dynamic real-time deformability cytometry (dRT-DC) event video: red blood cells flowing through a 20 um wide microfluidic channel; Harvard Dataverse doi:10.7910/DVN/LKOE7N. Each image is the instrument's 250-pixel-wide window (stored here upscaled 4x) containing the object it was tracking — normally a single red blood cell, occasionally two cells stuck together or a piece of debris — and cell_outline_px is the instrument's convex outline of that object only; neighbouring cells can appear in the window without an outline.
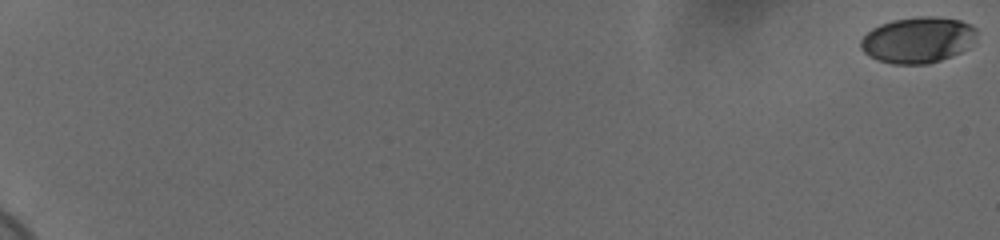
{"species": "human", "species_latin": "Homo sapiens", "temperature_condition": "cold", "stored_images_in_passage": 61, "camera_frame_rate_fps": 3000, "um_per_image_px": 0.085, "donor": {"sex": "female"}, "frame": {"image": 1, "passage_image": 1, "time_ms": 0.0, "image_size_px": [1000, 240], "cell_outline_px": [[976, 36], [968, 48], [952, 56], [928, 64], [892, 64], [876, 60], [868, 56], [860, 48], [860, 40], [872, 28], [880, 24], [892, 20], [920, 16], [936, 16], [960, 20], [972, 24], [976, 28]], "centroid_in_image_um": [78.01, 3.39], "position_along_channel_um": 7.0, "area_um2": 31.39}}
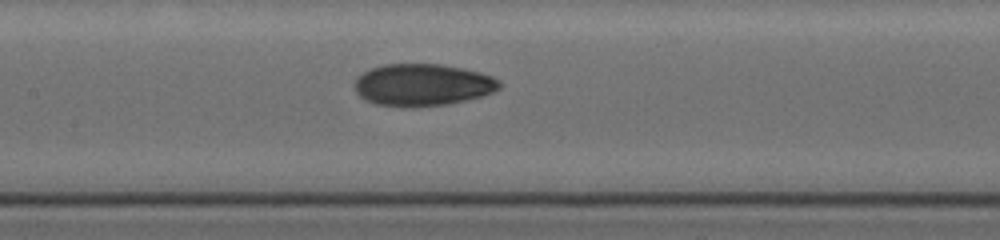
{"frame": {"image": 2, "passage_image": 34, "time_ms": 11.0, "image_size_px": [1000, 240], "cell_outline_px": [[500, 88], [484, 96], [448, 104], [412, 108], [404, 108], [376, 104], [364, 100], [356, 92], [352, 84], [356, 76], [372, 68], [384, 64], [440, 64], [480, 72], [492, 76], [500, 84]], "centroid_in_image_um": [35.86, 7.23], "position_along_channel_um": 171.5, "area_um2": 35.89}}
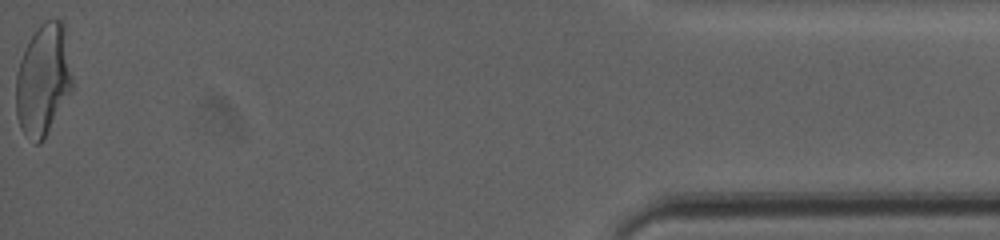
{"frame": {"image": 3, "passage_image": 61, "time_ms": 20.0, "image_size_px": [1000, 240], "cell_outline_px": [[72, 88], [40, 144], [36, 144], [20, 128], [16, 116], [16, 76], [20, 60], [32, 36], [40, 24], [44, 20], [60, 20], [64, 24], [72, 76]], "centroid_in_image_um": [3.66, 6.77], "position_along_channel_um": 431.5, "area_um2": 35.89}, "authors_computed_cell_mechanics": {"area_um2": 33.813, "velocity_mm_per_s": 3.6738, "shape_relaxation_time_tau1_ms": 8.8161, "shape_relaxation_time_tau2_ms": 1.7266, "deformation_change_tau1": 0.217, "deformation_change_tau2": 0.0615}}